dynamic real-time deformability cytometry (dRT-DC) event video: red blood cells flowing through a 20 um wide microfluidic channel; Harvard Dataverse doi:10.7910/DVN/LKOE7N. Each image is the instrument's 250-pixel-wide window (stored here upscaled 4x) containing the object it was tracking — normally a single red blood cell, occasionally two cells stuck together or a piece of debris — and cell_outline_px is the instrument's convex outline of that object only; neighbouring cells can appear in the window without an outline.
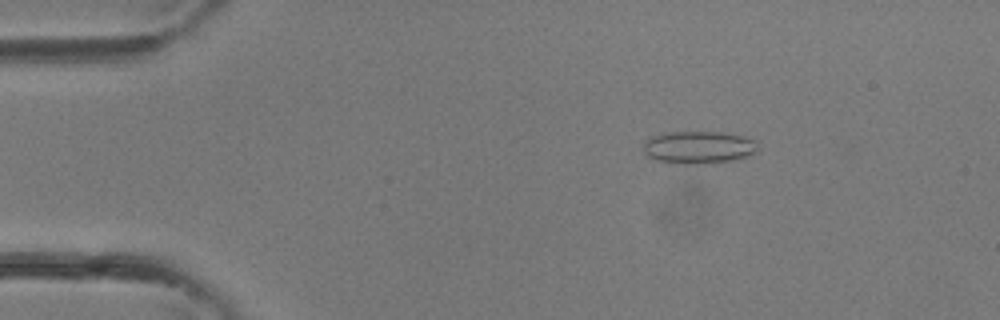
{"species": "common noctule bat (a hibernating species)", "species_latin": "Nyctalus noctula", "temperature_condition": "room temperature", "stored_images_in_passage": 37, "camera_frame_rate_fps": 3000, "um_per_image_px": 0.085, "animal": {"sex": "female"}, "frame": {"image": 1, "passage_image": 6, "time_ms": 1.667, "image_size_px": [1000, 320], "cell_outline_px": [[760, 148], [756, 152], [748, 156], [732, 160], [712, 164], [680, 164], [656, 160], [648, 156], [644, 152], [644, 140], [652, 136], [668, 132], [720, 132], [744, 136], [756, 140]], "centroid_in_image_um": [59.42, 12.53], "position_along_channel_um": 25.6, "area_um2": 22.08}}
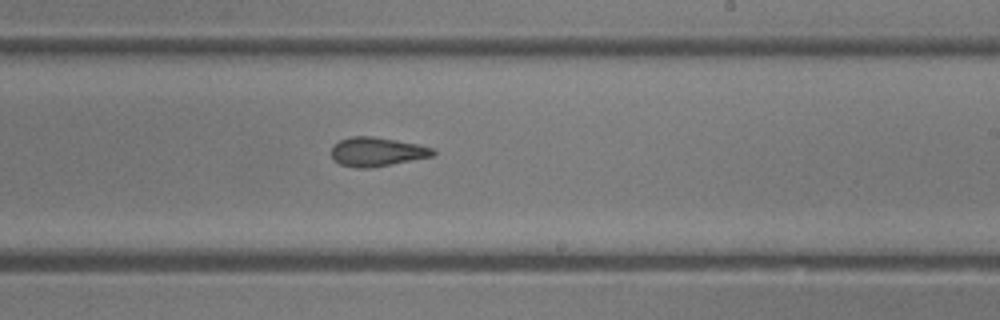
{"frame": {"image": 2, "passage_image": 22, "time_ms": 7.0, "image_size_px": [1000, 320], "cell_outline_px": [[436, 152], [432, 156], [392, 164], [368, 168], [356, 168], [340, 164], [332, 160], [332, 144], [348, 136], [372, 136], [396, 140], [416, 144], [432, 148]], "centroid_in_image_um": [31.98, 12.9], "position_along_channel_um": 257.0, "area_um2": 17.17}}
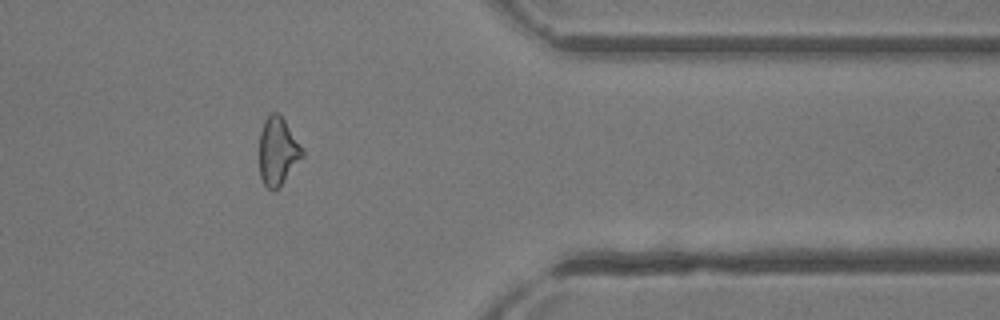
{"frame": {"image": 3, "passage_image": 30, "time_ms": 9.667, "image_size_px": [1000, 320], "cell_outline_px": [[304, 156], [280, 184], [272, 192], [264, 184], [260, 176], [260, 132], [264, 120], [272, 112], [276, 112], [284, 120], [304, 152]], "centroid_in_image_um": [23.59, 12.86], "position_along_channel_um": 387.8, "area_um2": 16.47}}